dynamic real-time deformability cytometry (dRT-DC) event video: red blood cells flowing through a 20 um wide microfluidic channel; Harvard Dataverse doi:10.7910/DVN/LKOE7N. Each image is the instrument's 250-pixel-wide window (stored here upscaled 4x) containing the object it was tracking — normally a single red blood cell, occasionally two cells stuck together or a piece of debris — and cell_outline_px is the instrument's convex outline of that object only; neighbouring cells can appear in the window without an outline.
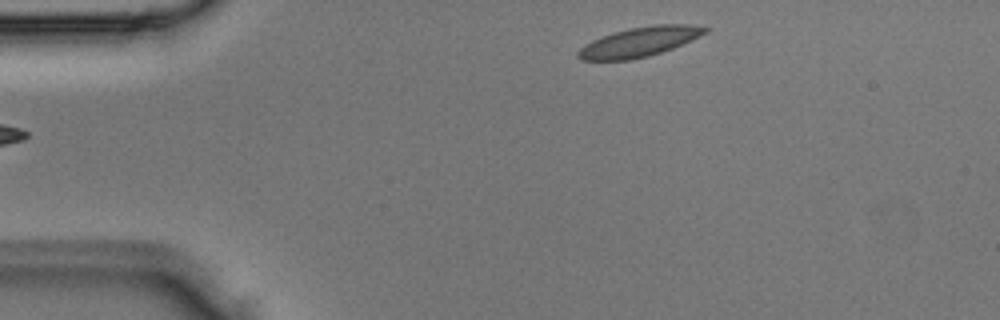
{"species": "Egyptian fruit bat (a non-hibernating species)", "species_latin": "Rousettus aegyptiacus", "temperature_condition": "room temperature", "stored_images_in_passage": 2, "segment_of_instrument_passage": [2, 2], "camera_frame_rate_fps": 3000, "um_per_image_px": 0.085, "animal": {"sex": "male"}, "frame": {"image": 1, "passage_image": 2, "time_ms": 0.333, "image_size_px": [1000, 320], "cell_outline_px": [[708, 32], [672, 48], [648, 56], [628, 60], [580, 60], [576, 56], [576, 52], [584, 44], [592, 40], [616, 32], [632, 28], [656, 24], [688, 24], [708, 28]], "centroid_in_image_um": [54.31, 3.57], "position_along_channel_um": 30.7, "area_um2": 21.56}}